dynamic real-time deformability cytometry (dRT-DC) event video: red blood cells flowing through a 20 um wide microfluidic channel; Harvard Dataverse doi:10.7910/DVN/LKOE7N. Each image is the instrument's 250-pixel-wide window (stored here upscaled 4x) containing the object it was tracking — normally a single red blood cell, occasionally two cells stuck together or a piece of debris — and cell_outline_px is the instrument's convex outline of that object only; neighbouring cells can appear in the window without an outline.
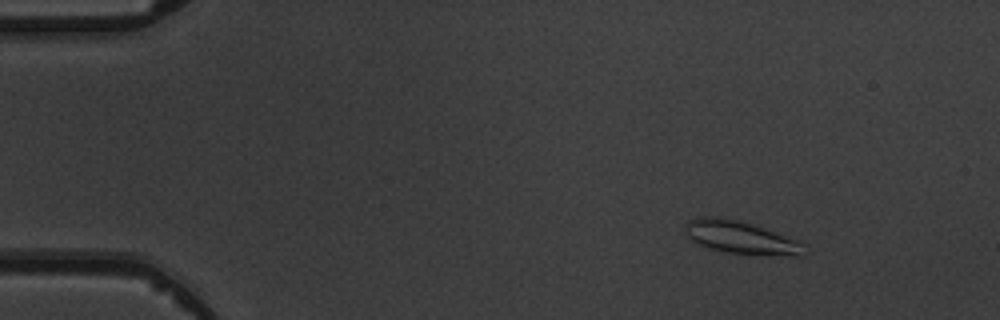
{"species": "common noctule bat (a hibernating species)", "species_latin": "Nyctalus noctula", "temperature_condition": "warm", "stored_images_in_passage": 4, "camera_frame_rate_fps": 3000, "um_per_image_px": 0.085, "animal": {"sex": "male", "body_mass_g": 19.5, "forearm_length_mm": 54.6}, "frame": {"image": 1, "passage_image": 1, "time_ms": 0.0, "image_size_px": [1000, 320], "cell_outline_px": [[808, 252], [804, 256], [796, 256], [728, 252], [712, 248], [700, 244], [692, 240], [688, 236], [688, 220], [700, 216], [720, 216], [740, 220], [800, 240]], "centroid_in_image_um": [63.06, 20.17], "position_along_channel_um": 21.9, "area_um2": 22.48}}